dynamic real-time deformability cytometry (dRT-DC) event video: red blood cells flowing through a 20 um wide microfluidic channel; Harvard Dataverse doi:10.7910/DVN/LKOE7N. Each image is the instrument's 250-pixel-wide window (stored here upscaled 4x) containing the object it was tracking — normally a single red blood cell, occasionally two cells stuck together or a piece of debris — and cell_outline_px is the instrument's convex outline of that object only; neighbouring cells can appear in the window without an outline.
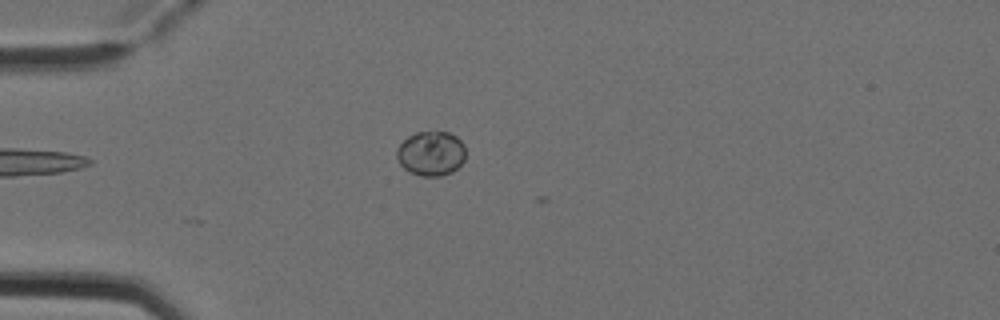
{"species": "Egyptian fruit bat (a non-hibernating species)", "species_latin": "Rousettus aegyptiacus", "temperature_condition": "cold", "stored_images_in_passage": 4, "camera_frame_rate_fps": 3000, "um_per_image_px": 0.085, "animal": {"sex": "female"}, "frame": {"image": 1, "passage_image": 4, "time_ms": 1.0, "image_size_px": [1000, 320], "cell_outline_px": [[464, 160], [452, 172], [440, 176], [420, 176], [404, 168], [400, 164], [396, 156], [396, 148], [408, 136], [416, 132], [448, 132], [456, 136], [464, 144]], "centroid_in_image_um": [36.62, 13.04], "position_along_channel_um": 48.4, "area_um2": 17.8}}